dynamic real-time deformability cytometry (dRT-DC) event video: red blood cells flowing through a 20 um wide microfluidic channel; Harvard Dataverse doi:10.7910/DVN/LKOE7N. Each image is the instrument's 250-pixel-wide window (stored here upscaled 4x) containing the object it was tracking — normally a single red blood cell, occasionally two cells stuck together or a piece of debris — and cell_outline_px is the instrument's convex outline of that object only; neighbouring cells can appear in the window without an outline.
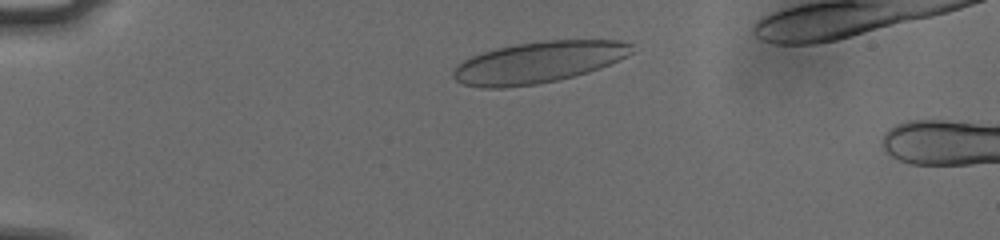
{"species": "human", "species_latin": "Homo sapiens", "temperature_condition": "cold", "stored_images_in_passage": 48, "camera_frame_rate_fps": 3000, "um_per_image_px": 0.085, "donor": {"sex": "male"}, "frame": {"image": 1, "passage_image": 7, "time_ms": 2.0, "image_size_px": [1000, 240], "cell_outline_px": [[632, 52], [628, 56], [620, 60], [600, 68], [576, 76], [536, 84], [504, 88], [480, 88], [464, 84], [456, 80], [452, 76], [452, 72], [464, 60], [472, 56], [496, 48], [516, 44], [544, 40], [620, 40], [632, 44]], "centroid_in_image_um": [45.79, 5.29], "position_along_channel_um": 39.2, "area_um2": 43.0}}
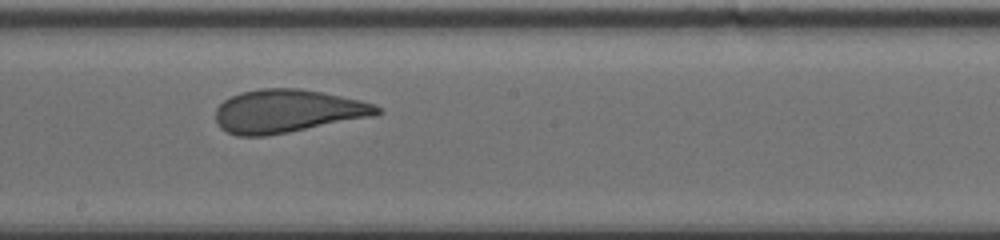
{"frame": {"image": 2, "passage_image": 26, "time_ms": 8.333, "image_size_px": [1000, 240], "cell_outline_px": [[384, 112], [376, 116], [288, 132], [264, 136], [236, 136], [220, 128], [216, 120], [216, 108], [224, 100], [240, 92], [260, 88], [300, 88], [360, 100], [376, 104]], "centroid_in_image_um": [24.45, 9.44], "position_along_channel_um": 223.8, "area_um2": 40.69}}
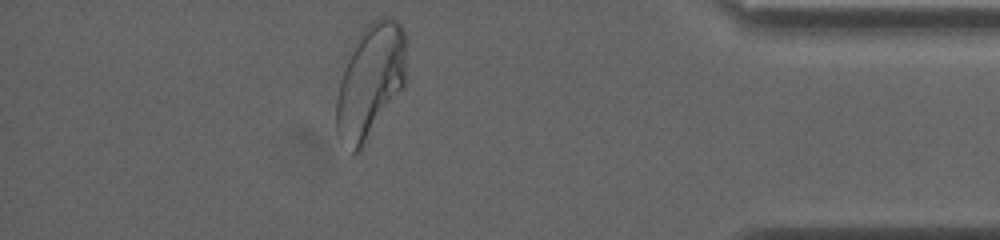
{"frame": {"image": 3, "passage_image": 43, "time_ms": 14.0, "image_size_px": [1000, 240], "cell_outline_px": [[404, 88], [360, 148], [352, 156], [336, 132], [336, 100], [340, 84], [348, 60], [356, 40], [364, 28], [372, 20], [380, 16], [392, 16], [404, 28]], "centroid_in_image_um": [31.48, 6.89], "position_along_channel_um": 403.7, "area_um2": 45.55}}